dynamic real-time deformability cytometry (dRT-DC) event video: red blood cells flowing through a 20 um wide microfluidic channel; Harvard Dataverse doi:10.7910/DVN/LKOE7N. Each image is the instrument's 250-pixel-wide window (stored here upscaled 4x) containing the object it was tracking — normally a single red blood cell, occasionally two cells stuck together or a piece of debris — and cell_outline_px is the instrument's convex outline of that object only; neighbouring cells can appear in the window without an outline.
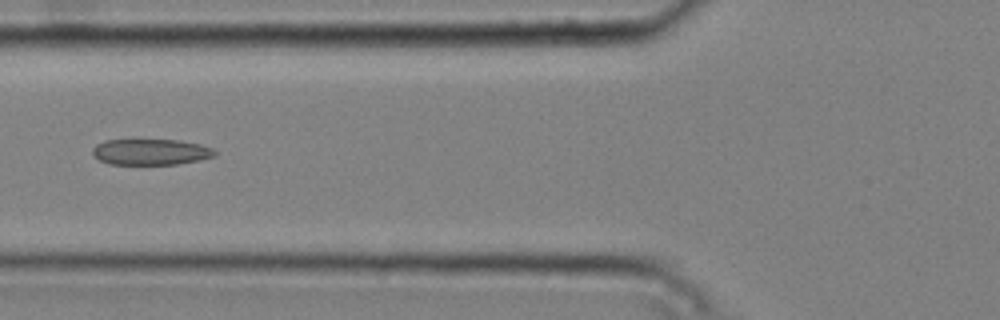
{"species": "common noctule bat (a hibernating species)", "species_latin": "Nyctalus noctula", "temperature_condition": "cold", "stored_images_in_passage": 2, "camera_frame_rate_fps": 3000, "um_per_image_px": 0.085, "animal": {"sex": "male", "body_mass_g": 20.4}, "frame": {"image": 1, "passage_image": 2, "time_ms": 0.333, "image_size_px": [1000, 320], "cell_outline_px": [[216, 156], [200, 160], [176, 164], [108, 164], [92, 156], [92, 148], [96, 144], [104, 140], [176, 140], [200, 144], [212, 148], [216, 152]], "centroid_in_image_um": [12.79, 12.92], "position_along_channel_um": 113.0, "area_um2": 18.55}}